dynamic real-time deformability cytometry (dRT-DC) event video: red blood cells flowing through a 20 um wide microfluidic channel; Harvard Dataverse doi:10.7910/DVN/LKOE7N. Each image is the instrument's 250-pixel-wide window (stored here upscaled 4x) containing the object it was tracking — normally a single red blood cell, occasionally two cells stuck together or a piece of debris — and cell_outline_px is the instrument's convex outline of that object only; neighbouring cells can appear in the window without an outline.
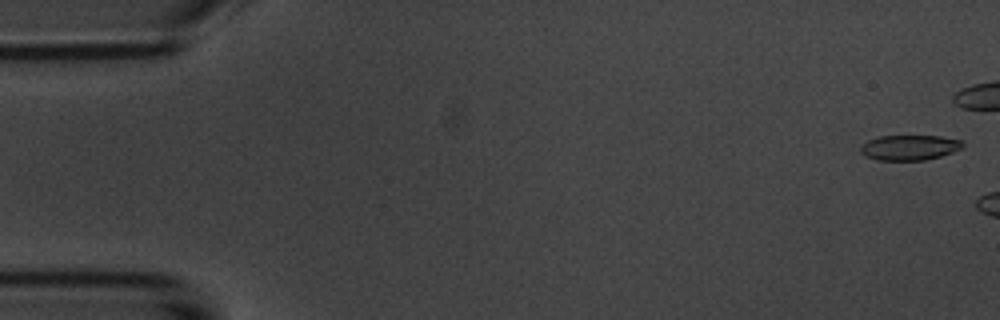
{"species": "common noctule bat (a hibernating species)", "species_latin": "Nyctalus noctula", "temperature_condition": "room temperature", "stored_images_in_passage": 6, "camera_frame_rate_fps": 3000, "um_per_image_px": 0.085, "animal": {"sex": "male", "body_mass_g": 20.1, "forearm_length_mm": 53.5}, "frame": {"image": 1, "passage_image": 1, "time_ms": 0.0, "image_size_px": [1000, 320], "cell_outline_px": [[964, 148], [940, 156], [924, 160], [876, 160], [864, 156], [860, 152], [860, 144], [868, 140], [880, 136], [940, 136], [960, 140], [964, 144]], "centroid_in_image_um": [77.27, 12.54], "position_along_channel_um": 7.7, "area_um2": 15.09}}